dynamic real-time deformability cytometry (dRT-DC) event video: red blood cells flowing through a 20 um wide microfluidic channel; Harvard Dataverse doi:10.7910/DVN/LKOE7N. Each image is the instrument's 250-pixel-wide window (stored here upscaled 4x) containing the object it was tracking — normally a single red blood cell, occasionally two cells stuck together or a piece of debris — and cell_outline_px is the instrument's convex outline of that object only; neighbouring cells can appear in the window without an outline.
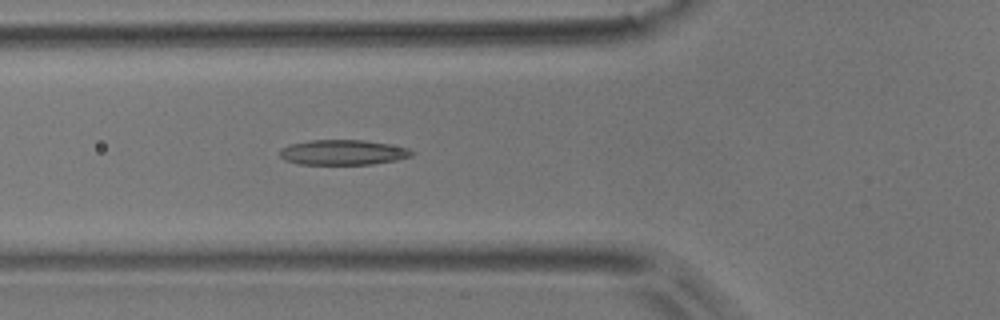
{"species": "common noctule bat (a hibernating species)", "species_latin": "Nyctalus noctula", "temperature_condition": "room temperature", "stored_images_in_passage": 6, "camera_frame_rate_fps": 3000, "um_per_image_px": 0.085, "animal": {"sex": "male", "body_mass_g": 17.9}, "frame": {"image": 1, "passage_image": 6, "time_ms": 1.667, "image_size_px": [1000, 320], "cell_outline_px": [[412, 156], [396, 160], [372, 164], [300, 164], [284, 160], [280, 156], [280, 148], [288, 144], [312, 140], [364, 140], [388, 144], [408, 148], [412, 152]], "centroid_in_image_um": [29.11, 12.95], "position_along_channel_um": 96.7, "area_um2": 19.25}}